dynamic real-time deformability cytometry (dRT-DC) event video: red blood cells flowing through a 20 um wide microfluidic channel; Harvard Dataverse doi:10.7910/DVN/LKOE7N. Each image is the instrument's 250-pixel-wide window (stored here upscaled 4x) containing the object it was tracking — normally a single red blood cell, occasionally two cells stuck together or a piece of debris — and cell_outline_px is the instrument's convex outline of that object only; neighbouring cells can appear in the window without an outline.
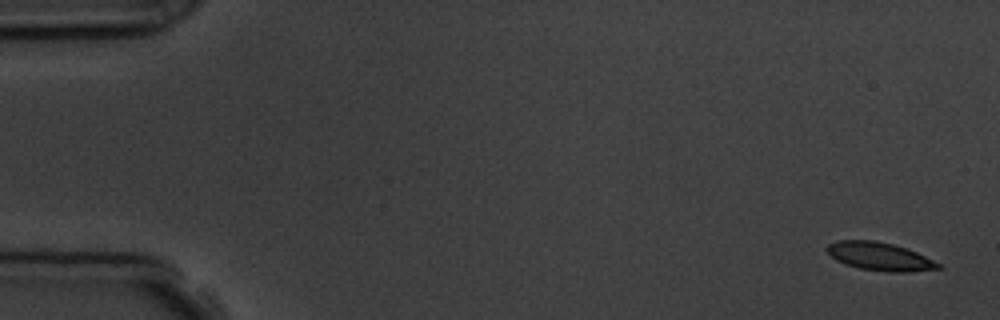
{"species": "common noctule bat (a hibernating species)", "species_latin": "Nyctalus noctula", "temperature_condition": "room temperature", "stored_images_in_passage": 5, "camera_frame_rate_fps": 3000, "um_per_image_px": 0.085, "animal": {"sex": "male", "body_mass_g": 19.5, "forearm_length_mm": 54.6}, "frame": {"image": 1, "passage_image": 1, "time_ms": 0.0, "image_size_px": [1000, 320], "cell_outline_px": [[944, 268], [904, 272], [888, 272], [860, 268], [844, 264], [836, 260], [824, 248], [828, 244], [840, 240], [872, 240], [892, 244], [916, 252], [940, 264]], "centroid_in_image_um": [74.74, 21.8], "position_along_channel_um": 10.3, "area_um2": 18.03}}
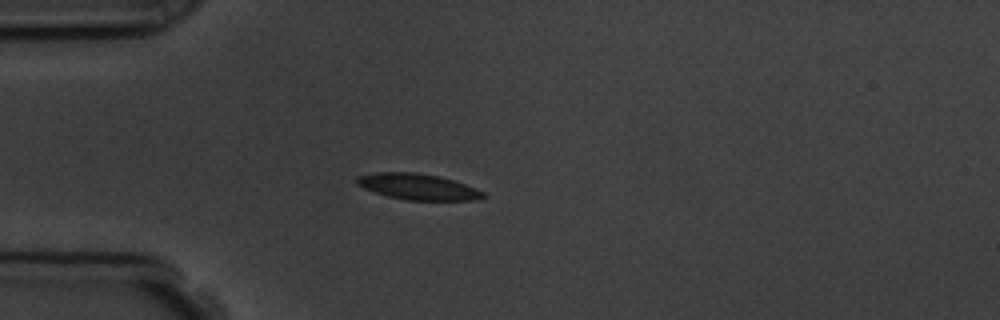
{"frame": {"image": 2, "passage_image": 5, "time_ms": 4.333, "image_size_px": [1000, 320], "cell_outline_px": [[488, 196], [476, 200], [408, 200], [388, 196], [364, 188], [356, 184], [356, 180], [360, 176], [376, 172], [412, 172], [440, 176], [476, 188], [484, 192]], "centroid_in_image_um": [35.56, 15.87], "position_along_channel_um": 49.4, "area_um2": 18.96}}